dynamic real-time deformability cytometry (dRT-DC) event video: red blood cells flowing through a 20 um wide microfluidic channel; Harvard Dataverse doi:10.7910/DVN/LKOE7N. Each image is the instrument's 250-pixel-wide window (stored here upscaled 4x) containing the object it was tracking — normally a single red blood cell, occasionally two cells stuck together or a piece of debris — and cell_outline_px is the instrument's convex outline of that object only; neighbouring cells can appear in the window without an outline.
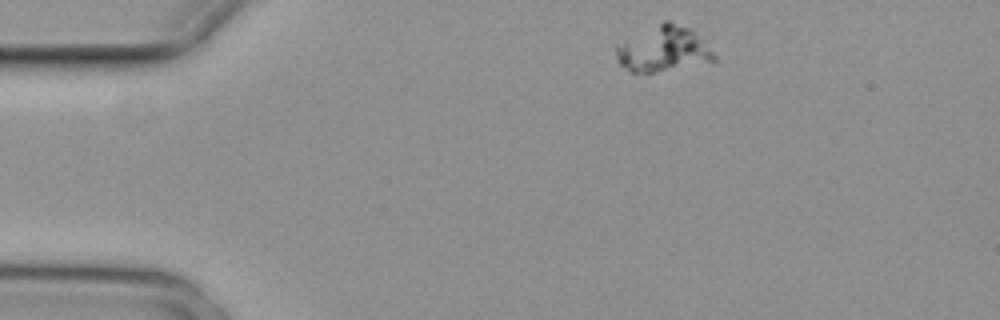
{"species": "common noctule bat (a hibernating species)", "species_latin": "Nyctalus noctula", "temperature_condition": "cold", "stored_images_in_passage": 4, "camera_frame_rate_fps": 3000, "um_per_image_px": 0.085, "animal": {"sex": "female", "body_mass_g": 29.2, "forearm_length_mm": 56.3}, "frame": {"image": 1, "passage_image": 1, "time_ms": 0.0, "image_size_px": [1000, 320], "cell_outline_px": [[716, 60], [652, 72], [628, 72], [616, 60], [616, 44], [664, 20], [668, 20], [692, 28], [704, 40], [716, 56]], "centroid_in_image_um": [56.36, 4.14], "position_along_channel_um": 28.6, "area_um2": 25.78}}